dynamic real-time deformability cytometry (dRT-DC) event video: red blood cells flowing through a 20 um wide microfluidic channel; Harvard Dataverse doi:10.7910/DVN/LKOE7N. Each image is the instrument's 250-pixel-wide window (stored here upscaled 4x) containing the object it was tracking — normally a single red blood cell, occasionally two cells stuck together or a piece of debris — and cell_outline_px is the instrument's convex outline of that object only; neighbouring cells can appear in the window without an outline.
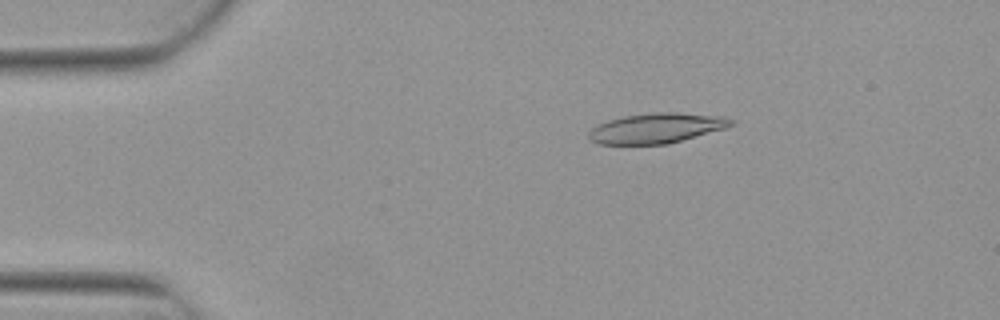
{"species": "Egyptian fruit bat (a non-hibernating species)", "species_latin": "Rousettus aegyptiacus", "temperature_condition": "warm", "stored_images_in_passage": 6, "camera_frame_rate_fps": 3000, "um_per_image_px": 0.085, "animal": {"sex": "female"}, "frame": {"image": 1, "passage_image": 2, "time_ms": 0.333, "image_size_px": [1000, 320], "cell_outline_px": [[736, 120], [732, 124], [724, 128], [668, 144], [600, 144], [592, 140], [588, 136], [588, 132], [596, 124], [608, 120], [624, 116], [652, 112], [676, 112], [724, 116]], "centroid_in_image_um": [55.79, 10.88], "position_along_channel_um": 29.2, "area_um2": 24.91}}
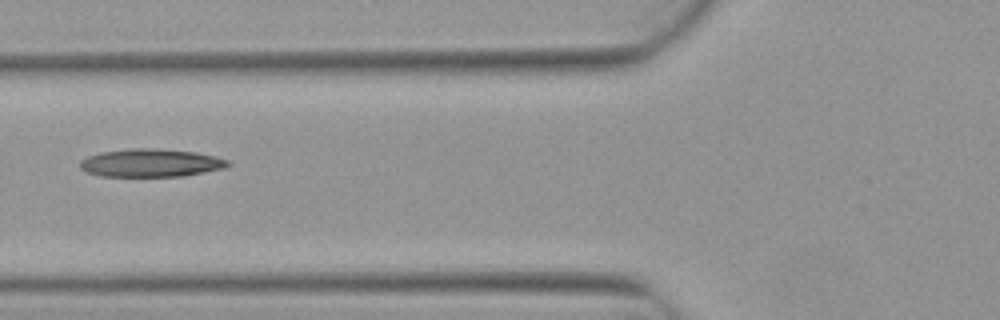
{"frame": {"image": 2, "passage_image": 5, "time_ms": 1.333, "image_size_px": [1000, 320], "cell_outline_px": [[232, 164], [224, 168], [184, 176], [100, 176], [88, 172], [80, 168], [80, 160], [88, 156], [100, 152], [132, 148], [152, 148], [196, 152], [216, 156], [232, 160]], "centroid_in_image_um": [12.86, 13.84], "position_along_channel_um": 112.9, "area_um2": 24.28}}
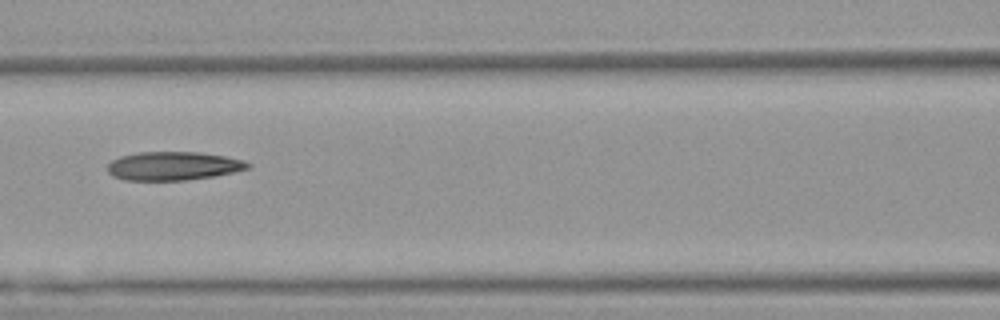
{"frame": {"image": 3, "passage_image": 6, "time_ms": 1.667, "image_size_px": [1000, 320], "cell_outline_px": [[252, 164], [248, 168], [232, 172], [212, 176], [184, 180], [124, 180], [112, 176], [108, 172], [108, 164], [112, 160], [120, 156], [136, 152], [200, 152], [224, 156], [244, 160]], "centroid_in_image_um": [14.69, 14.1], "position_along_channel_um": 151.9, "area_um2": 23.29}}